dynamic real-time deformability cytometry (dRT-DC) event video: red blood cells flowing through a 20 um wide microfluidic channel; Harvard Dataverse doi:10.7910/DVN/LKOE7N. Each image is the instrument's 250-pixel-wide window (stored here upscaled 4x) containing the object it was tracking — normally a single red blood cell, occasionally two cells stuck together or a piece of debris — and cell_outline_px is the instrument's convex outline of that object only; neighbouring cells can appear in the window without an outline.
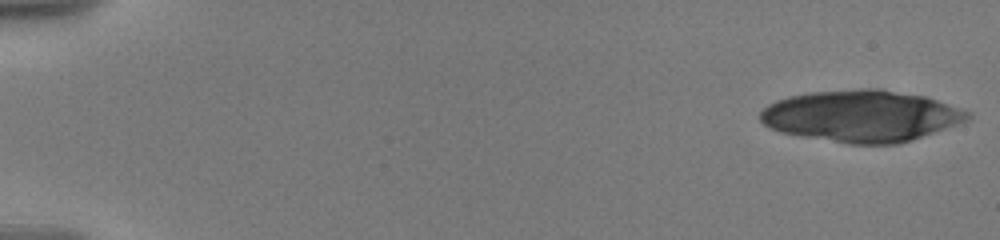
{"species": "human", "species_latin": "Homo sapiens", "temperature_condition": "warm", "stored_images_in_passage": 23, "camera_frame_rate_fps": 3000, "um_per_image_px": 0.085, "donor": {"sex": "male"}, "frame": {"image": 1, "passage_image": 1, "time_ms": 0.0, "image_size_px": [1000, 240], "cell_outline_px": [[972, 116], [968, 120], [912, 140], [896, 144], [848, 144], [780, 132], [768, 128], [760, 120], [760, 112], [768, 104], [776, 100], [788, 96], [808, 92], [860, 88], [880, 88], [924, 96], [972, 112]], "centroid_in_image_um": [73.2, 9.85], "position_along_channel_um": 11.8, "area_um2": 62.54}}
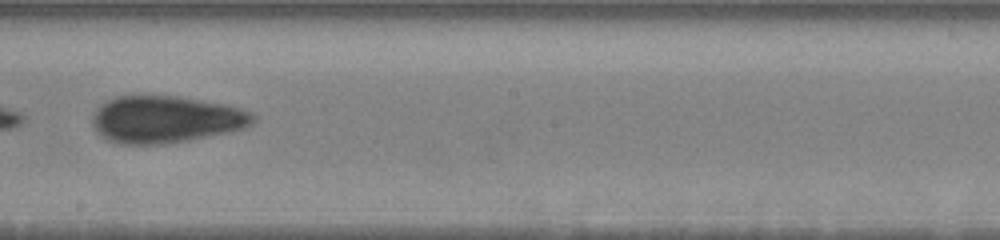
{"frame": {"image": 2, "passage_image": 15, "time_ms": 11.0, "image_size_px": [1000, 240], "cell_outline_px": [[256, 120], [252, 124], [244, 128], [228, 132], [188, 140], [164, 144], [116, 144], [100, 136], [96, 132], [92, 124], [92, 116], [112, 96], [176, 96], [228, 104], [252, 112], [256, 116]], "centroid_in_image_um": [14.11, 10.15], "position_along_channel_um": 234.1, "area_um2": 44.16}}
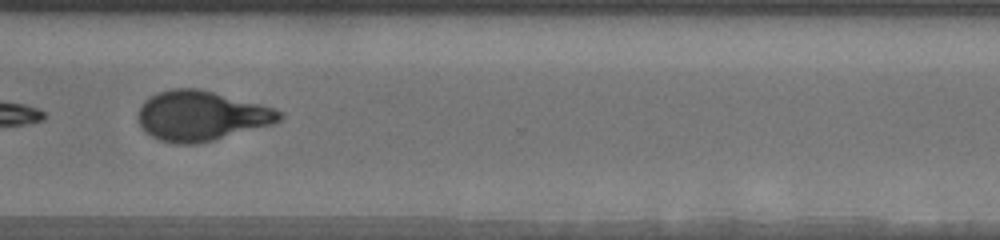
{"frame": {"image": 3, "passage_image": 19, "time_ms": 14.333, "image_size_px": [1000, 240], "cell_outline_px": [[284, 116], [280, 120], [272, 124], [212, 140], [192, 144], [176, 144], [160, 140], [152, 136], [140, 124], [140, 108], [144, 100], [156, 92], [172, 88], [200, 88], [272, 108], [280, 112]], "centroid_in_image_um": [17.08, 9.83], "position_along_channel_um": 353.5, "area_um2": 40.34}, "authors_computed_cell_mechanics": {"area_um2": 45.2574, "velocity_mm_per_s": 3.5984, "shape_relaxation_time_tau1_ms": 6.6002, "shape_relaxation_time_tau2_ms": 1.4458, "deformation_change_tau1": 0.1933, "deformation_change_tau2": 0.0805}}